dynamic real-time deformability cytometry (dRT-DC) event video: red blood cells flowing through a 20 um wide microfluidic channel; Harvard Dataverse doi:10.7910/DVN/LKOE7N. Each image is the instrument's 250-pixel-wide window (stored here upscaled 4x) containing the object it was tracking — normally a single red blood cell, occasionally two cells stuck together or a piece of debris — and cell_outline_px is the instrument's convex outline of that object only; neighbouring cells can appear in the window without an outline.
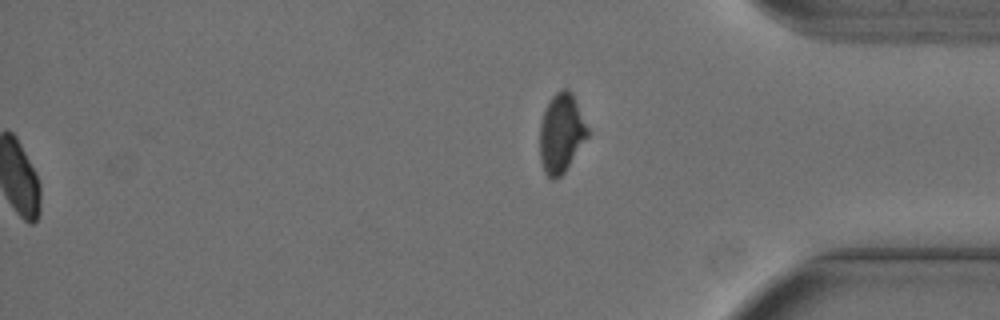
{"species": "Egyptian fruit bat (a non-hibernating species)", "species_latin": "Rousettus aegyptiacus", "temperature_condition": "cold", "stored_images_in_passage": 58, "segment_of_instrument_passage": [2, 2], "camera_frame_rate_fps": 3000, "um_per_image_px": 0.085, "animal": {"sex": "female"}, "frame": {"image": 1, "passage_image": 58, "time_ms": 19.0, "image_size_px": [1000, 320], "cell_outline_px": [[588, 136], [564, 172], [556, 180], [552, 180], [544, 172], [540, 160], [540, 124], [548, 100], [556, 92], [564, 88], [568, 88], [572, 92], [588, 128]], "centroid_in_image_um": [47.69, 11.31], "position_along_channel_um": 387.5, "area_um2": 21.96}}